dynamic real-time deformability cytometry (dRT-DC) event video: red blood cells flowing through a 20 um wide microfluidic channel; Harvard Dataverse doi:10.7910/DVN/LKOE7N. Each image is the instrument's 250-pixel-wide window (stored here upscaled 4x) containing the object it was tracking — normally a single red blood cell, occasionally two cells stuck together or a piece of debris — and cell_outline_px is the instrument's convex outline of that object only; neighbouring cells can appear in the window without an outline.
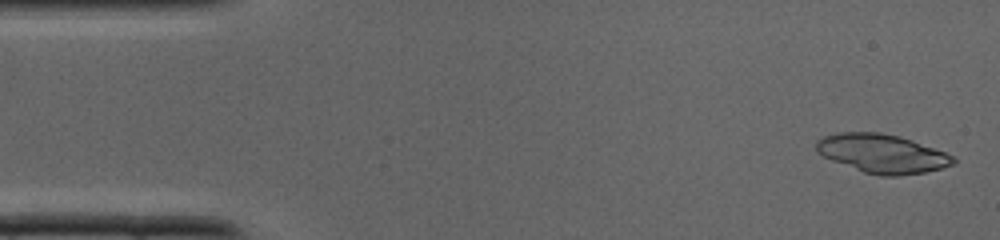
{"species": "common noctule bat (a hibernating species)", "species_latin": "Nyctalus noctula", "temperature_condition": "cold", "stored_images_in_passage": 26, "segment_of_instrument_passage": [1, 2], "camera_frame_rate_fps": 3000, "um_per_image_px": 0.085, "animal": {"sex": "male", "body_mass_g": 19.0, "forearm_length_mm": 50.8}, "frame": {"image": 1, "passage_image": 1, "time_ms": 0.0, "image_size_px": [1000, 240], "cell_outline_px": [[956, 164], [924, 172], [900, 176], [880, 176], [864, 172], [832, 160], [816, 152], [816, 140], [824, 136], [840, 132], [880, 132], [896, 136], [956, 156]], "centroid_in_image_um": [74.97, 13.06], "position_along_channel_um": 10.0, "area_um2": 30.58}}